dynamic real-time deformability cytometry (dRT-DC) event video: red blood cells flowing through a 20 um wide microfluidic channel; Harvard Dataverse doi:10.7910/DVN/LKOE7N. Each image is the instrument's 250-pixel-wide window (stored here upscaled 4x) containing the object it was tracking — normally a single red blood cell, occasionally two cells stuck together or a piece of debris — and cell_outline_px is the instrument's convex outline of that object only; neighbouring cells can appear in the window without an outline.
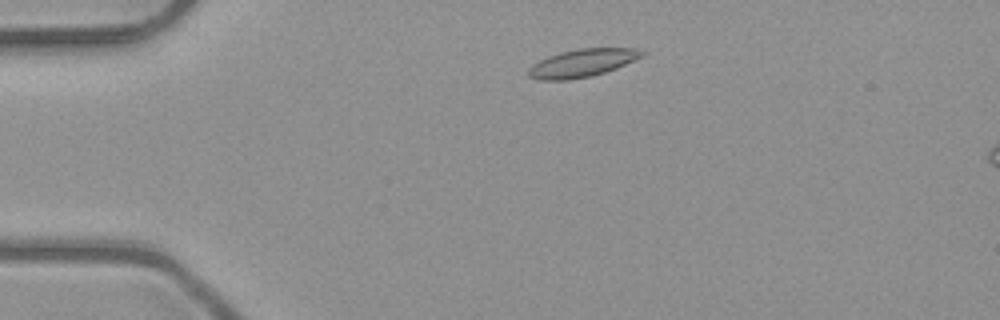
{"species": "common noctule bat (a hibernating species)", "species_latin": "Nyctalus noctula", "temperature_condition": "room temperature", "stored_images_in_passage": 4, "camera_frame_rate_fps": 3000, "um_per_image_px": 0.085, "animal": {"sex": "male", "body_mass_g": 23.1, "forearm_length_mm": 52.7}, "frame": {"image": 1, "passage_image": 2, "time_ms": 0.333, "image_size_px": [1000, 320], "cell_outline_px": [[648, 52], [644, 56], [616, 68], [592, 76], [568, 80], [540, 80], [528, 76], [528, 68], [532, 64], [548, 56], [560, 52], [580, 48], [632, 48]], "centroid_in_image_um": [49.49, 5.35], "position_along_channel_um": 35.5, "area_um2": 18.5}}